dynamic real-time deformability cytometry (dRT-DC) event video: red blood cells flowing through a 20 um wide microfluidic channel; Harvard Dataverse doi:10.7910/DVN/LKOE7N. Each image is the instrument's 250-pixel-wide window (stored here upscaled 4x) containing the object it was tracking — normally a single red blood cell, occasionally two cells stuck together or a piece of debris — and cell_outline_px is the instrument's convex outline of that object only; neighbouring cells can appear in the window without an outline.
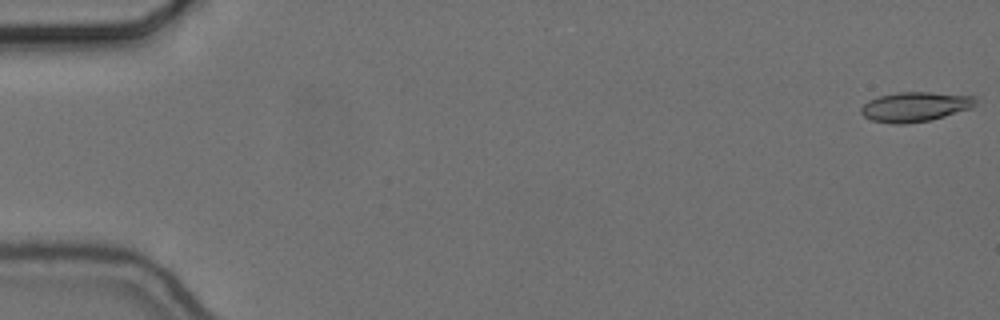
{"species": "common noctule bat (a hibernating species)", "species_latin": "Nyctalus noctula", "temperature_condition": "cold", "stored_images_in_passage": 56, "camera_frame_rate_fps": 3000, "um_per_image_px": 0.085, "animal": {"sex": "female", "body_mass_g": 24.6, "forearm_length_mm": 56.2}, "frame": {"image": 1, "passage_image": 1, "time_ms": 0.0, "image_size_px": [1000, 320], "cell_outline_px": [[976, 104], [972, 108], [944, 116], [928, 120], [904, 124], [892, 124], [872, 120], [864, 116], [860, 112], [860, 108], [868, 100], [880, 96], [896, 92], [928, 92], [972, 96], [976, 100]], "centroid_in_image_um": [77.75, 9.07], "position_along_channel_um": 7.3, "area_um2": 19.65}}
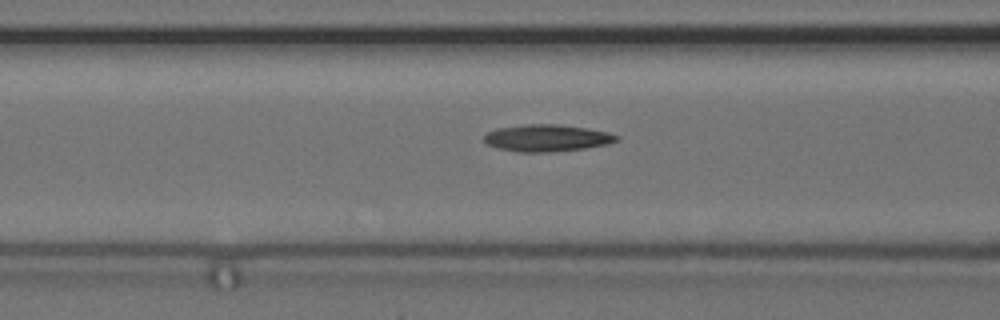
{"frame": {"image": 2, "passage_image": 23, "time_ms": 7.333, "image_size_px": [1000, 320], "cell_outline_px": [[620, 140], [608, 144], [584, 148], [552, 152], [516, 152], [496, 148], [484, 144], [484, 136], [488, 132], [496, 128], [524, 124], [560, 124], [608, 132], [620, 136]], "centroid_in_image_um": [46.46, 11.73], "position_along_channel_um": 120.1, "area_um2": 21.04}}
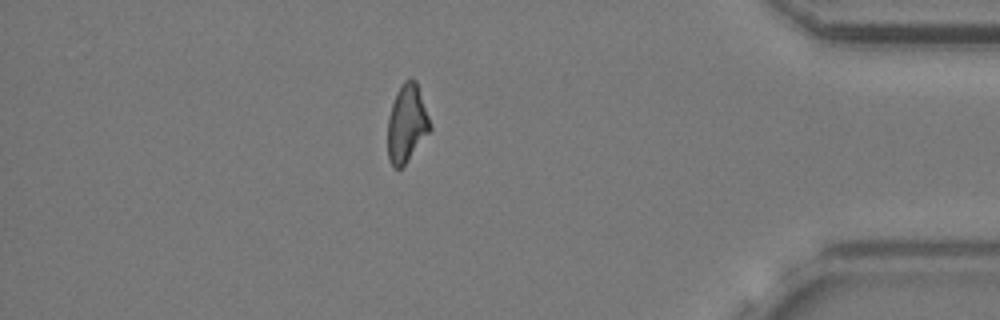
{"frame": {"image": 3, "passage_image": 49, "time_ms": 16.0, "image_size_px": [1000, 320], "cell_outline_px": [[432, 128], [404, 168], [392, 168], [388, 160], [388, 116], [396, 92], [400, 84], [408, 76], [412, 76], [416, 80], [432, 124]], "centroid_in_image_um": [34.58, 10.5], "position_along_channel_um": 400.6, "area_um2": 19.83}, "authors_computed_cell_mechanics": {"area_um2": 19.8254, "velocity_mm_per_s": 3.6716, "shape_relaxation_time_tau1_ms": null, "shape_relaxation_time_tau2_ms": 6.7744, "deformation_change_tau1": null, "deformation_change_tau2": 0.1597}}